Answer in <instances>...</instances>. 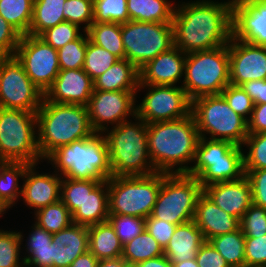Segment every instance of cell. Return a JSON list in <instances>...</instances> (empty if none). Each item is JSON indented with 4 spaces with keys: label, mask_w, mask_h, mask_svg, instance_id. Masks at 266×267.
I'll use <instances>...</instances> for the list:
<instances>
[{
    "label": "cell",
    "mask_w": 266,
    "mask_h": 267,
    "mask_svg": "<svg viewBox=\"0 0 266 267\" xmlns=\"http://www.w3.org/2000/svg\"><path fill=\"white\" fill-rule=\"evenodd\" d=\"M32 231L28 237L26 251L29 254L33 249L49 248L52 240V234L38 226L36 223L32 226Z\"/></svg>",
    "instance_id": "11a10c76"
},
{
    "label": "cell",
    "mask_w": 266,
    "mask_h": 267,
    "mask_svg": "<svg viewBox=\"0 0 266 267\" xmlns=\"http://www.w3.org/2000/svg\"><path fill=\"white\" fill-rule=\"evenodd\" d=\"M93 23H119L130 21L127 0H93Z\"/></svg>",
    "instance_id": "f35d334b"
},
{
    "label": "cell",
    "mask_w": 266,
    "mask_h": 267,
    "mask_svg": "<svg viewBox=\"0 0 266 267\" xmlns=\"http://www.w3.org/2000/svg\"><path fill=\"white\" fill-rule=\"evenodd\" d=\"M193 221L202 231L206 241L240 228L236 217L222 210L204 193L198 198Z\"/></svg>",
    "instance_id": "603a6c76"
},
{
    "label": "cell",
    "mask_w": 266,
    "mask_h": 267,
    "mask_svg": "<svg viewBox=\"0 0 266 267\" xmlns=\"http://www.w3.org/2000/svg\"><path fill=\"white\" fill-rule=\"evenodd\" d=\"M101 181L97 179H72L62 177L60 200L73 215Z\"/></svg>",
    "instance_id": "d590c367"
},
{
    "label": "cell",
    "mask_w": 266,
    "mask_h": 267,
    "mask_svg": "<svg viewBox=\"0 0 266 267\" xmlns=\"http://www.w3.org/2000/svg\"><path fill=\"white\" fill-rule=\"evenodd\" d=\"M108 181L109 214L147 218L161 188V172L145 176H111Z\"/></svg>",
    "instance_id": "30bf717a"
},
{
    "label": "cell",
    "mask_w": 266,
    "mask_h": 267,
    "mask_svg": "<svg viewBox=\"0 0 266 267\" xmlns=\"http://www.w3.org/2000/svg\"><path fill=\"white\" fill-rule=\"evenodd\" d=\"M202 193L203 187L196 177L161 172V188L151 216L174 225L193 221Z\"/></svg>",
    "instance_id": "8fae6325"
},
{
    "label": "cell",
    "mask_w": 266,
    "mask_h": 267,
    "mask_svg": "<svg viewBox=\"0 0 266 267\" xmlns=\"http://www.w3.org/2000/svg\"><path fill=\"white\" fill-rule=\"evenodd\" d=\"M10 207L5 203V201L0 197V215H3L4 211L9 209Z\"/></svg>",
    "instance_id": "e7e4bbea"
},
{
    "label": "cell",
    "mask_w": 266,
    "mask_h": 267,
    "mask_svg": "<svg viewBox=\"0 0 266 267\" xmlns=\"http://www.w3.org/2000/svg\"><path fill=\"white\" fill-rule=\"evenodd\" d=\"M176 226L164 220L153 218L151 215L145 219V229L157 240L163 250L174 234Z\"/></svg>",
    "instance_id": "f907efd6"
},
{
    "label": "cell",
    "mask_w": 266,
    "mask_h": 267,
    "mask_svg": "<svg viewBox=\"0 0 266 267\" xmlns=\"http://www.w3.org/2000/svg\"><path fill=\"white\" fill-rule=\"evenodd\" d=\"M112 127L105 138L112 176H145L156 173L148 150L147 124L137 115Z\"/></svg>",
    "instance_id": "277c9868"
},
{
    "label": "cell",
    "mask_w": 266,
    "mask_h": 267,
    "mask_svg": "<svg viewBox=\"0 0 266 267\" xmlns=\"http://www.w3.org/2000/svg\"><path fill=\"white\" fill-rule=\"evenodd\" d=\"M121 35L125 59L138 70L175 46L172 23L128 21L121 24Z\"/></svg>",
    "instance_id": "7c38bea8"
},
{
    "label": "cell",
    "mask_w": 266,
    "mask_h": 267,
    "mask_svg": "<svg viewBox=\"0 0 266 267\" xmlns=\"http://www.w3.org/2000/svg\"><path fill=\"white\" fill-rule=\"evenodd\" d=\"M198 267H229L225 259L209 241H205L195 258Z\"/></svg>",
    "instance_id": "816d5d0a"
},
{
    "label": "cell",
    "mask_w": 266,
    "mask_h": 267,
    "mask_svg": "<svg viewBox=\"0 0 266 267\" xmlns=\"http://www.w3.org/2000/svg\"><path fill=\"white\" fill-rule=\"evenodd\" d=\"M182 88L189 100L220 95L230 84L228 44L186 55Z\"/></svg>",
    "instance_id": "8992f818"
},
{
    "label": "cell",
    "mask_w": 266,
    "mask_h": 267,
    "mask_svg": "<svg viewBox=\"0 0 266 267\" xmlns=\"http://www.w3.org/2000/svg\"><path fill=\"white\" fill-rule=\"evenodd\" d=\"M88 234L89 251L98 260L122 257L123 245L108 220L88 226Z\"/></svg>",
    "instance_id": "83f0119b"
},
{
    "label": "cell",
    "mask_w": 266,
    "mask_h": 267,
    "mask_svg": "<svg viewBox=\"0 0 266 267\" xmlns=\"http://www.w3.org/2000/svg\"><path fill=\"white\" fill-rule=\"evenodd\" d=\"M232 37L266 46V0H253L232 7Z\"/></svg>",
    "instance_id": "ac0fdd59"
},
{
    "label": "cell",
    "mask_w": 266,
    "mask_h": 267,
    "mask_svg": "<svg viewBox=\"0 0 266 267\" xmlns=\"http://www.w3.org/2000/svg\"><path fill=\"white\" fill-rule=\"evenodd\" d=\"M240 87L253 100L254 104L266 103V79L247 81L241 84Z\"/></svg>",
    "instance_id": "6f0895ef"
},
{
    "label": "cell",
    "mask_w": 266,
    "mask_h": 267,
    "mask_svg": "<svg viewBox=\"0 0 266 267\" xmlns=\"http://www.w3.org/2000/svg\"><path fill=\"white\" fill-rule=\"evenodd\" d=\"M98 259L88 250L78 256L69 267H97Z\"/></svg>",
    "instance_id": "680465c9"
},
{
    "label": "cell",
    "mask_w": 266,
    "mask_h": 267,
    "mask_svg": "<svg viewBox=\"0 0 266 267\" xmlns=\"http://www.w3.org/2000/svg\"><path fill=\"white\" fill-rule=\"evenodd\" d=\"M43 98L15 55L0 66V108L36 113Z\"/></svg>",
    "instance_id": "4fadbf2b"
},
{
    "label": "cell",
    "mask_w": 266,
    "mask_h": 267,
    "mask_svg": "<svg viewBox=\"0 0 266 267\" xmlns=\"http://www.w3.org/2000/svg\"><path fill=\"white\" fill-rule=\"evenodd\" d=\"M93 90L94 81L83 69H67L59 71L44 97L55 103L87 106Z\"/></svg>",
    "instance_id": "d6986e66"
},
{
    "label": "cell",
    "mask_w": 266,
    "mask_h": 267,
    "mask_svg": "<svg viewBox=\"0 0 266 267\" xmlns=\"http://www.w3.org/2000/svg\"><path fill=\"white\" fill-rule=\"evenodd\" d=\"M118 60H120L118 57L101 46L94 44L88 38L86 56L82 69L93 81L105 73Z\"/></svg>",
    "instance_id": "74e56055"
},
{
    "label": "cell",
    "mask_w": 266,
    "mask_h": 267,
    "mask_svg": "<svg viewBox=\"0 0 266 267\" xmlns=\"http://www.w3.org/2000/svg\"><path fill=\"white\" fill-rule=\"evenodd\" d=\"M147 87V94L136 105V115L146 124L177 120L191 113V101L182 86L138 85V91Z\"/></svg>",
    "instance_id": "9a60e30c"
},
{
    "label": "cell",
    "mask_w": 266,
    "mask_h": 267,
    "mask_svg": "<svg viewBox=\"0 0 266 267\" xmlns=\"http://www.w3.org/2000/svg\"><path fill=\"white\" fill-rule=\"evenodd\" d=\"M65 21L77 25H86L82 30L87 32L94 19L93 0H66L63 7Z\"/></svg>",
    "instance_id": "b9f144b4"
},
{
    "label": "cell",
    "mask_w": 266,
    "mask_h": 267,
    "mask_svg": "<svg viewBox=\"0 0 266 267\" xmlns=\"http://www.w3.org/2000/svg\"><path fill=\"white\" fill-rule=\"evenodd\" d=\"M133 267H173V266L172 262L165 255H161L152 259L141 261Z\"/></svg>",
    "instance_id": "91938a15"
},
{
    "label": "cell",
    "mask_w": 266,
    "mask_h": 267,
    "mask_svg": "<svg viewBox=\"0 0 266 267\" xmlns=\"http://www.w3.org/2000/svg\"><path fill=\"white\" fill-rule=\"evenodd\" d=\"M266 132V103L254 104V109L248 120V134Z\"/></svg>",
    "instance_id": "9f6ffc18"
},
{
    "label": "cell",
    "mask_w": 266,
    "mask_h": 267,
    "mask_svg": "<svg viewBox=\"0 0 266 267\" xmlns=\"http://www.w3.org/2000/svg\"><path fill=\"white\" fill-rule=\"evenodd\" d=\"M221 95L234 112L247 121L250 119L252 110L254 109V102L240 86L228 84L221 92Z\"/></svg>",
    "instance_id": "7dc6e473"
},
{
    "label": "cell",
    "mask_w": 266,
    "mask_h": 267,
    "mask_svg": "<svg viewBox=\"0 0 266 267\" xmlns=\"http://www.w3.org/2000/svg\"><path fill=\"white\" fill-rule=\"evenodd\" d=\"M108 221L122 245L130 242L145 229V218L142 217L109 214Z\"/></svg>",
    "instance_id": "7bdbcfd3"
},
{
    "label": "cell",
    "mask_w": 266,
    "mask_h": 267,
    "mask_svg": "<svg viewBox=\"0 0 266 267\" xmlns=\"http://www.w3.org/2000/svg\"><path fill=\"white\" fill-rule=\"evenodd\" d=\"M136 94L137 92L93 90L87 105L92 130L104 134L109 131L108 123L114 127L126 121L128 116L134 119Z\"/></svg>",
    "instance_id": "2e32d148"
},
{
    "label": "cell",
    "mask_w": 266,
    "mask_h": 267,
    "mask_svg": "<svg viewBox=\"0 0 266 267\" xmlns=\"http://www.w3.org/2000/svg\"><path fill=\"white\" fill-rule=\"evenodd\" d=\"M244 151L241 146L225 140L200 137L194 165L186 173L196 177L202 187L240 179L244 173Z\"/></svg>",
    "instance_id": "52a82bcc"
},
{
    "label": "cell",
    "mask_w": 266,
    "mask_h": 267,
    "mask_svg": "<svg viewBox=\"0 0 266 267\" xmlns=\"http://www.w3.org/2000/svg\"><path fill=\"white\" fill-rule=\"evenodd\" d=\"M209 242L229 266L245 265V236L240 228L235 232L211 238Z\"/></svg>",
    "instance_id": "e575fe53"
},
{
    "label": "cell",
    "mask_w": 266,
    "mask_h": 267,
    "mask_svg": "<svg viewBox=\"0 0 266 267\" xmlns=\"http://www.w3.org/2000/svg\"><path fill=\"white\" fill-rule=\"evenodd\" d=\"M174 10L168 0H127L130 21L172 23Z\"/></svg>",
    "instance_id": "f1b7e54d"
},
{
    "label": "cell",
    "mask_w": 266,
    "mask_h": 267,
    "mask_svg": "<svg viewBox=\"0 0 266 267\" xmlns=\"http://www.w3.org/2000/svg\"><path fill=\"white\" fill-rule=\"evenodd\" d=\"M22 259L25 267H53V242L49 248L33 249Z\"/></svg>",
    "instance_id": "db71d44e"
},
{
    "label": "cell",
    "mask_w": 266,
    "mask_h": 267,
    "mask_svg": "<svg viewBox=\"0 0 266 267\" xmlns=\"http://www.w3.org/2000/svg\"><path fill=\"white\" fill-rule=\"evenodd\" d=\"M30 164L22 162H0V197L12 207L21 196L18 180L24 178Z\"/></svg>",
    "instance_id": "d6a6232c"
},
{
    "label": "cell",
    "mask_w": 266,
    "mask_h": 267,
    "mask_svg": "<svg viewBox=\"0 0 266 267\" xmlns=\"http://www.w3.org/2000/svg\"><path fill=\"white\" fill-rule=\"evenodd\" d=\"M161 255H164V250L146 229L130 242L123 245L122 257L131 267L141 261Z\"/></svg>",
    "instance_id": "1f68e13d"
},
{
    "label": "cell",
    "mask_w": 266,
    "mask_h": 267,
    "mask_svg": "<svg viewBox=\"0 0 266 267\" xmlns=\"http://www.w3.org/2000/svg\"><path fill=\"white\" fill-rule=\"evenodd\" d=\"M97 267H131V266L123 257H119L115 259H101L98 261Z\"/></svg>",
    "instance_id": "94428289"
},
{
    "label": "cell",
    "mask_w": 266,
    "mask_h": 267,
    "mask_svg": "<svg viewBox=\"0 0 266 267\" xmlns=\"http://www.w3.org/2000/svg\"><path fill=\"white\" fill-rule=\"evenodd\" d=\"M53 267H69L81 254L89 250L88 227L72 223L52 234Z\"/></svg>",
    "instance_id": "cb8c5ba5"
},
{
    "label": "cell",
    "mask_w": 266,
    "mask_h": 267,
    "mask_svg": "<svg viewBox=\"0 0 266 267\" xmlns=\"http://www.w3.org/2000/svg\"><path fill=\"white\" fill-rule=\"evenodd\" d=\"M203 193L218 207L239 221L253 204L252 186L246 175L237 180L205 186Z\"/></svg>",
    "instance_id": "ffe728a7"
},
{
    "label": "cell",
    "mask_w": 266,
    "mask_h": 267,
    "mask_svg": "<svg viewBox=\"0 0 266 267\" xmlns=\"http://www.w3.org/2000/svg\"><path fill=\"white\" fill-rule=\"evenodd\" d=\"M36 117L38 147L43 160L59 147L95 133L84 105L55 103L44 97Z\"/></svg>",
    "instance_id": "3957f363"
},
{
    "label": "cell",
    "mask_w": 266,
    "mask_h": 267,
    "mask_svg": "<svg viewBox=\"0 0 266 267\" xmlns=\"http://www.w3.org/2000/svg\"><path fill=\"white\" fill-rule=\"evenodd\" d=\"M22 35L0 15V47L9 55H15Z\"/></svg>",
    "instance_id": "f5cc1de1"
},
{
    "label": "cell",
    "mask_w": 266,
    "mask_h": 267,
    "mask_svg": "<svg viewBox=\"0 0 266 267\" xmlns=\"http://www.w3.org/2000/svg\"><path fill=\"white\" fill-rule=\"evenodd\" d=\"M108 181H101L80 205V208L72 215L75 224L86 227L108 220Z\"/></svg>",
    "instance_id": "4316f807"
},
{
    "label": "cell",
    "mask_w": 266,
    "mask_h": 267,
    "mask_svg": "<svg viewBox=\"0 0 266 267\" xmlns=\"http://www.w3.org/2000/svg\"><path fill=\"white\" fill-rule=\"evenodd\" d=\"M172 266L173 267H198V264L194 258L192 260H186L183 262H174L172 263Z\"/></svg>",
    "instance_id": "6125c7cd"
},
{
    "label": "cell",
    "mask_w": 266,
    "mask_h": 267,
    "mask_svg": "<svg viewBox=\"0 0 266 267\" xmlns=\"http://www.w3.org/2000/svg\"><path fill=\"white\" fill-rule=\"evenodd\" d=\"M36 113L0 108V162H22L38 165Z\"/></svg>",
    "instance_id": "ba28073f"
},
{
    "label": "cell",
    "mask_w": 266,
    "mask_h": 267,
    "mask_svg": "<svg viewBox=\"0 0 266 267\" xmlns=\"http://www.w3.org/2000/svg\"><path fill=\"white\" fill-rule=\"evenodd\" d=\"M139 70L127 59H120L94 80V90L137 92Z\"/></svg>",
    "instance_id": "484cf974"
},
{
    "label": "cell",
    "mask_w": 266,
    "mask_h": 267,
    "mask_svg": "<svg viewBox=\"0 0 266 267\" xmlns=\"http://www.w3.org/2000/svg\"><path fill=\"white\" fill-rule=\"evenodd\" d=\"M230 84L240 86L251 80L266 79V46L231 38L228 43Z\"/></svg>",
    "instance_id": "e0dca14e"
},
{
    "label": "cell",
    "mask_w": 266,
    "mask_h": 267,
    "mask_svg": "<svg viewBox=\"0 0 266 267\" xmlns=\"http://www.w3.org/2000/svg\"><path fill=\"white\" fill-rule=\"evenodd\" d=\"M239 226L245 237L266 235V209L252 204L241 217Z\"/></svg>",
    "instance_id": "bcb514c9"
},
{
    "label": "cell",
    "mask_w": 266,
    "mask_h": 267,
    "mask_svg": "<svg viewBox=\"0 0 266 267\" xmlns=\"http://www.w3.org/2000/svg\"><path fill=\"white\" fill-rule=\"evenodd\" d=\"M147 139L155 170L174 174L187 173L191 168L188 163L194 161L200 135L190 113L181 119L147 124Z\"/></svg>",
    "instance_id": "7a4b0ae2"
},
{
    "label": "cell",
    "mask_w": 266,
    "mask_h": 267,
    "mask_svg": "<svg viewBox=\"0 0 266 267\" xmlns=\"http://www.w3.org/2000/svg\"><path fill=\"white\" fill-rule=\"evenodd\" d=\"M10 56L0 47V66L9 58Z\"/></svg>",
    "instance_id": "be15d7a7"
},
{
    "label": "cell",
    "mask_w": 266,
    "mask_h": 267,
    "mask_svg": "<svg viewBox=\"0 0 266 267\" xmlns=\"http://www.w3.org/2000/svg\"><path fill=\"white\" fill-rule=\"evenodd\" d=\"M34 0H0V15L22 36L29 34Z\"/></svg>",
    "instance_id": "836d02e7"
},
{
    "label": "cell",
    "mask_w": 266,
    "mask_h": 267,
    "mask_svg": "<svg viewBox=\"0 0 266 267\" xmlns=\"http://www.w3.org/2000/svg\"><path fill=\"white\" fill-rule=\"evenodd\" d=\"M191 113L200 137L210 134L209 139L243 146L248 136V121L234 112L221 94L196 98L191 102Z\"/></svg>",
    "instance_id": "9c48e42d"
},
{
    "label": "cell",
    "mask_w": 266,
    "mask_h": 267,
    "mask_svg": "<svg viewBox=\"0 0 266 267\" xmlns=\"http://www.w3.org/2000/svg\"><path fill=\"white\" fill-rule=\"evenodd\" d=\"M34 213L35 223L51 234L57 233L73 223L71 212L61 200L38 211L34 210Z\"/></svg>",
    "instance_id": "8d00e7d4"
},
{
    "label": "cell",
    "mask_w": 266,
    "mask_h": 267,
    "mask_svg": "<svg viewBox=\"0 0 266 267\" xmlns=\"http://www.w3.org/2000/svg\"><path fill=\"white\" fill-rule=\"evenodd\" d=\"M229 267H248L247 265L229 266Z\"/></svg>",
    "instance_id": "003e7915"
},
{
    "label": "cell",
    "mask_w": 266,
    "mask_h": 267,
    "mask_svg": "<svg viewBox=\"0 0 266 267\" xmlns=\"http://www.w3.org/2000/svg\"><path fill=\"white\" fill-rule=\"evenodd\" d=\"M244 145L249 149L243 154L244 169H266V132L248 134Z\"/></svg>",
    "instance_id": "ee69618b"
},
{
    "label": "cell",
    "mask_w": 266,
    "mask_h": 267,
    "mask_svg": "<svg viewBox=\"0 0 266 267\" xmlns=\"http://www.w3.org/2000/svg\"><path fill=\"white\" fill-rule=\"evenodd\" d=\"M252 186V202L266 209V169H244Z\"/></svg>",
    "instance_id": "681fc988"
},
{
    "label": "cell",
    "mask_w": 266,
    "mask_h": 267,
    "mask_svg": "<svg viewBox=\"0 0 266 267\" xmlns=\"http://www.w3.org/2000/svg\"><path fill=\"white\" fill-rule=\"evenodd\" d=\"M32 83L45 94L59 74L58 51L39 36L23 35L15 52Z\"/></svg>",
    "instance_id": "5bb4252c"
},
{
    "label": "cell",
    "mask_w": 266,
    "mask_h": 267,
    "mask_svg": "<svg viewBox=\"0 0 266 267\" xmlns=\"http://www.w3.org/2000/svg\"><path fill=\"white\" fill-rule=\"evenodd\" d=\"M172 25L174 45L185 54L218 48L232 38V6L211 0L182 2L175 7Z\"/></svg>",
    "instance_id": "6da1fadb"
},
{
    "label": "cell",
    "mask_w": 266,
    "mask_h": 267,
    "mask_svg": "<svg viewBox=\"0 0 266 267\" xmlns=\"http://www.w3.org/2000/svg\"><path fill=\"white\" fill-rule=\"evenodd\" d=\"M84 33L85 36L81 34L77 39L57 50L60 70L83 68L89 38L88 33Z\"/></svg>",
    "instance_id": "60d3db41"
},
{
    "label": "cell",
    "mask_w": 266,
    "mask_h": 267,
    "mask_svg": "<svg viewBox=\"0 0 266 267\" xmlns=\"http://www.w3.org/2000/svg\"><path fill=\"white\" fill-rule=\"evenodd\" d=\"M35 166L36 164H30L27 167L21 188V197L26 206L38 211L60 200L62 176L56 172L52 175L36 173Z\"/></svg>",
    "instance_id": "7402d4cb"
},
{
    "label": "cell",
    "mask_w": 266,
    "mask_h": 267,
    "mask_svg": "<svg viewBox=\"0 0 266 267\" xmlns=\"http://www.w3.org/2000/svg\"><path fill=\"white\" fill-rule=\"evenodd\" d=\"M49 160L60 176L72 179L104 181L112 176L108 148L102 134L63 145L51 153Z\"/></svg>",
    "instance_id": "5b68a950"
},
{
    "label": "cell",
    "mask_w": 266,
    "mask_h": 267,
    "mask_svg": "<svg viewBox=\"0 0 266 267\" xmlns=\"http://www.w3.org/2000/svg\"><path fill=\"white\" fill-rule=\"evenodd\" d=\"M202 231L194 221L177 225L164 249V255L172 262H183L196 258L201 245L205 242Z\"/></svg>",
    "instance_id": "d4e9b609"
},
{
    "label": "cell",
    "mask_w": 266,
    "mask_h": 267,
    "mask_svg": "<svg viewBox=\"0 0 266 267\" xmlns=\"http://www.w3.org/2000/svg\"><path fill=\"white\" fill-rule=\"evenodd\" d=\"M22 241L21 232L0 230V267H25L19 258Z\"/></svg>",
    "instance_id": "ab89813d"
},
{
    "label": "cell",
    "mask_w": 266,
    "mask_h": 267,
    "mask_svg": "<svg viewBox=\"0 0 266 267\" xmlns=\"http://www.w3.org/2000/svg\"><path fill=\"white\" fill-rule=\"evenodd\" d=\"M80 29L81 28L77 25L64 21L57 24L55 27L48 28L39 37L54 49L58 50L69 42L77 39L81 35Z\"/></svg>",
    "instance_id": "f6af8a7d"
},
{
    "label": "cell",
    "mask_w": 266,
    "mask_h": 267,
    "mask_svg": "<svg viewBox=\"0 0 266 267\" xmlns=\"http://www.w3.org/2000/svg\"><path fill=\"white\" fill-rule=\"evenodd\" d=\"M89 39L119 59H125V50L119 23H92L87 31Z\"/></svg>",
    "instance_id": "4dcf8cb0"
},
{
    "label": "cell",
    "mask_w": 266,
    "mask_h": 267,
    "mask_svg": "<svg viewBox=\"0 0 266 267\" xmlns=\"http://www.w3.org/2000/svg\"><path fill=\"white\" fill-rule=\"evenodd\" d=\"M186 55L176 46L139 69V85L175 86L184 77Z\"/></svg>",
    "instance_id": "44dd1931"
},
{
    "label": "cell",
    "mask_w": 266,
    "mask_h": 267,
    "mask_svg": "<svg viewBox=\"0 0 266 267\" xmlns=\"http://www.w3.org/2000/svg\"><path fill=\"white\" fill-rule=\"evenodd\" d=\"M245 265L266 267V235L245 237Z\"/></svg>",
    "instance_id": "c3c4849f"
},
{
    "label": "cell",
    "mask_w": 266,
    "mask_h": 267,
    "mask_svg": "<svg viewBox=\"0 0 266 267\" xmlns=\"http://www.w3.org/2000/svg\"><path fill=\"white\" fill-rule=\"evenodd\" d=\"M250 1H253V0H228V2L230 3V5L232 7L237 6V5H241V4H244L246 2H250Z\"/></svg>",
    "instance_id": "03108f58"
},
{
    "label": "cell",
    "mask_w": 266,
    "mask_h": 267,
    "mask_svg": "<svg viewBox=\"0 0 266 267\" xmlns=\"http://www.w3.org/2000/svg\"><path fill=\"white\" fill-rule=\"evenodd\" d=\"M66 0H34L29 35L40 36L48 28L64 22L63 7Z\"/></svg>",
    "instance_id": "f546056e"
}]
</instances>
